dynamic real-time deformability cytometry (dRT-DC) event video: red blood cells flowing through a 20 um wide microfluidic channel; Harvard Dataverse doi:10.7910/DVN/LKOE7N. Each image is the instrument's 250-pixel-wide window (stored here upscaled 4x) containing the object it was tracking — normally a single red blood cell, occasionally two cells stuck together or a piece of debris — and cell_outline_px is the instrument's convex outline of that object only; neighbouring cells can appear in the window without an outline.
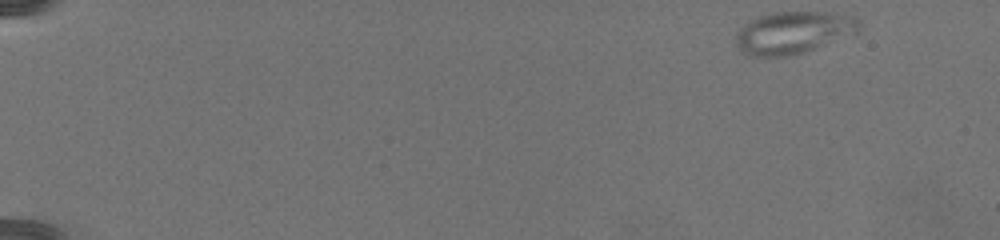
{"species": "common noctule bat (a hibernating species)", "species_latin": "Nyctalus noctula", "temperature_condition": "warm", "stored_images_in_passage": 72, "camera_frame_rate_fps": 3000, "um_per_image_px": 0.085, "animal": {"sex": "female", "body_mass_g": 19.5, "forearm_length_mm": 54.1}, "frame": {"image": 1, "passage_image": 1, "time_ms": 0.0, "image_size_px": [1000, 240], "cell_outline_px": [[860, 32], [856, 36], [804, 52], [784, 56], [748, 56], [740, 52], [736, 44], [736, 36], [740, 28], [744, 24], [768, 12], [824, 12], [852, 16], [860, 20]], "centroid_in_image_um": [67.5, 2.78], "position_along_channel_um": 17.5, "area_um2": 30.87}}
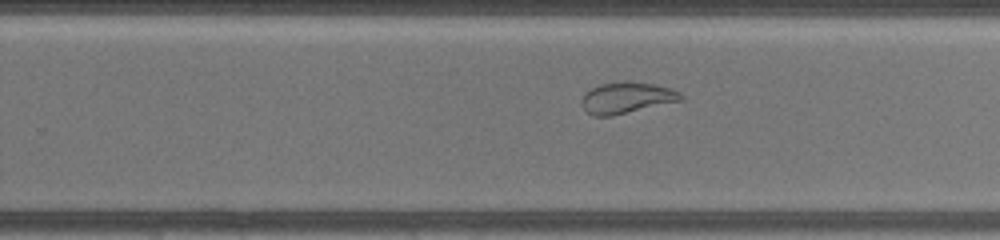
{"frame": {"image": 2, "passage_image": 47, "time_ms": 15.333, "image_size_px": [1000, 240], "cell_outline_px": [[684, 100], [612, 116], [592, 116], [580, 104], [580, 100], [584, 92], [600, 84], [624, 80], [628, 80], [652, 84], [672, 88], [680, 92], [684, 96]], "centroid_in_image_um": [53.26, 8.3], "position_along_channel_um": 276.5, "area_um2": 18.44}}
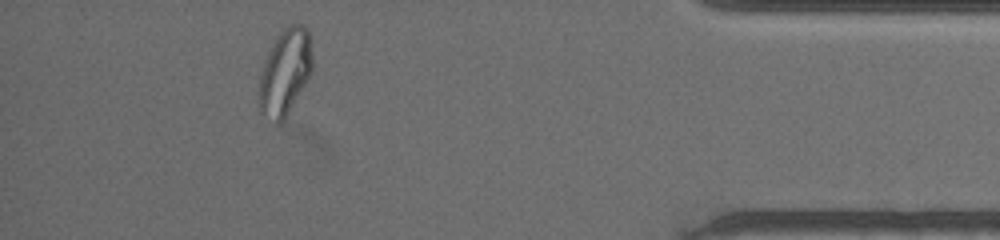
{"frame": {"image": 3, "passage_image": 66, "time_ms": 21.667, "image_size_px": [1000, 240], "cell_outline_px": [[312, 72], [284, 120], [280, 124], [276, 124], [260, 112], [260, 76], [268, 52], [280, 32], [288, 24], [300, 24], [308, 32], [312, 60]], "centroid_in_image_um": [24.24, 6.15], "position_along_channel_um": 411.0, "area_um2": 26.18}}